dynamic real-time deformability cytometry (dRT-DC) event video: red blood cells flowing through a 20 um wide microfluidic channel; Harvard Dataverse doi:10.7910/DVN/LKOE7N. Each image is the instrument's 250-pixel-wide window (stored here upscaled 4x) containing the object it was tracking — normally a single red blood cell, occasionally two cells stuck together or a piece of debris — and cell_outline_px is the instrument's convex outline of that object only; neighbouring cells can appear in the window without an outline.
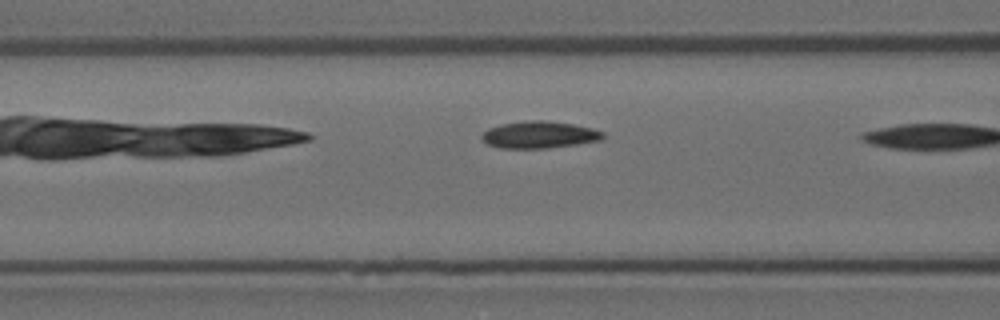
{"species": "Egyptian fruit bat (a non-hibernating species)", "species_latin": "Rousettus aegyptiacus", "temperature_condition": "room temperature", "stored_images_in_passage": 27, "camera_frame_rate_fps": 3000, "um_per_image_px": 0.085, "animal": {"sex": "female"}, "frame": {"image": 1, "passage_image": 5, "time_ms": 1.333, "image_size_px": [1000, 320], "cell_outline_px": [[604, 140], [576, 144], [544, 148], [500, 148], [488, 144], [480, 136], [488, 128], [500, 124], [528, 120], [544, 120], [572, 124], [592, 128], [604, 132]], "centroid_in_image_um": [45.85, 11.45], "position_along_channel_um": 120.7, "area_um2": 19.02}}